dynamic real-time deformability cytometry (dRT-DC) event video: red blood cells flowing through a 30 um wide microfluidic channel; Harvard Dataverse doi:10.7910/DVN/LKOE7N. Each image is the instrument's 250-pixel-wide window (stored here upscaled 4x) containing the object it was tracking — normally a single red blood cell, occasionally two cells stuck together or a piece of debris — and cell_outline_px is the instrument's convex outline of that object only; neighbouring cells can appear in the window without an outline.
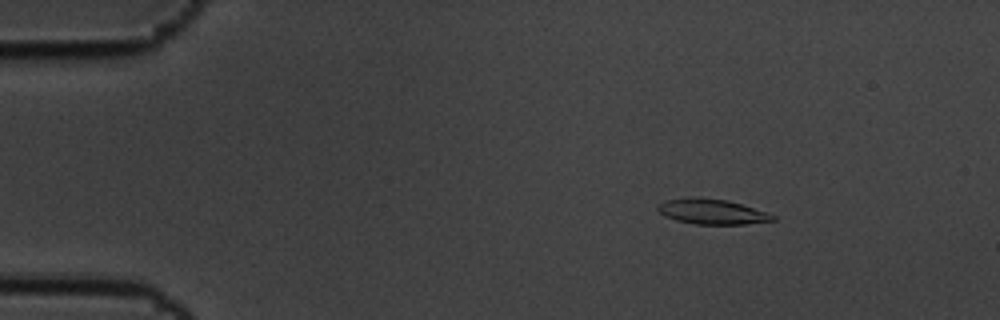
{"species": "common noctule bat (a hibernating species)", "species_latin": "Nyctalus noctula", "temperature_condition": "cold", "stored_images_in_passage": 52, "camera_frame_rate_fps": 3000, "um_per_image_px": 0.085, "animal": {"sex": "male", "body_mass_g": 19.5, "forearm_length_mm": 54.6}, "frame": {"image": 1, "passage_image": 2, "time_ms": 0.333, "image_size_px": [1000, 320], "cell_outline_px": [[776, 220], [744, 224], [696, 224], [676, 220], [664, 216], [656, 208], [656, 204], [664, 200], [728, 200], [768, 212], [776, 216]], "centroid_in_image_um": [60.57, 18.03], "position_along_channel_um": 24.4, "area_um2": 16.18}}
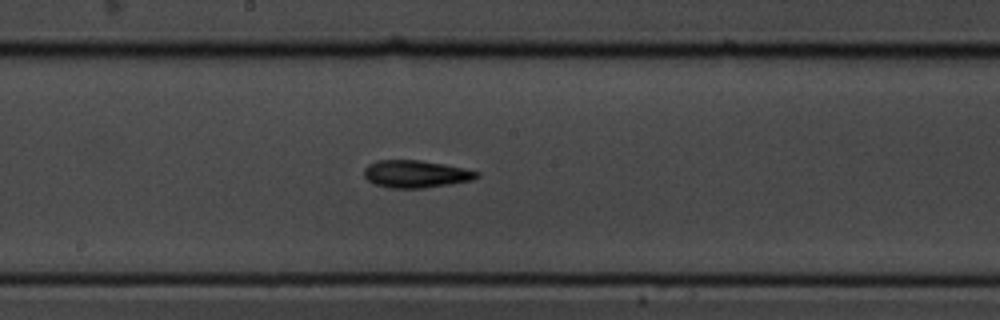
{"frame": {"image": 2, "passage_image": 25, "time_ms": 8.0, "image_size_px": [1000, 320], "cell_outline_px": [[480, 176], [472, 180], [424, 188], [392, 188], [376, 184], [368, 180], [364, 176], [364, 168], [368, 164], [376, 160], [420, 160], [444, 164], [464, 168], [480, 172]], "centroid_in_image_um": [35.34, 14.78], "position_along_channel_um": 212.9, "area_um2": 17.98}}
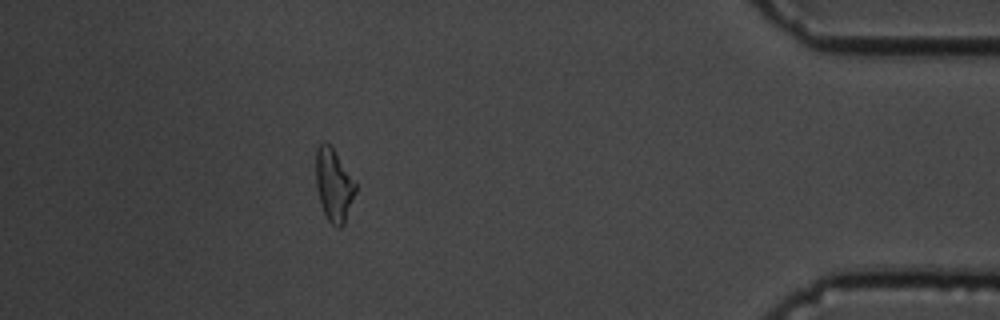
{"frame": {"image": 3, "passage_image": 46, "time_ms": 15.0, "image_size_px": [1000, 320], "cell_outline_px": [[356, 192], [344, 224], [340, 228], [336, 228], [328, 220], [320, 204], [316, 188], [316, 148], [324, 140], [332, 148], [356, 180]], "centroid_in_image_um": [28.38, 15.74], "position_along_channel_um": 406.8, "area_um2": 16.94}, "authors_computed_cell_mechanics": {"area_um2": 17.1955, "velocity_mm_per_s": 3.4371, "shape_relaxation_time_tau1_ms": 3.1619, "shape_relaxation_time_tau2_ms": 9.1153, "deformation_change_tau1": 0.148, "deformation_change_tau2": 0.2109}}